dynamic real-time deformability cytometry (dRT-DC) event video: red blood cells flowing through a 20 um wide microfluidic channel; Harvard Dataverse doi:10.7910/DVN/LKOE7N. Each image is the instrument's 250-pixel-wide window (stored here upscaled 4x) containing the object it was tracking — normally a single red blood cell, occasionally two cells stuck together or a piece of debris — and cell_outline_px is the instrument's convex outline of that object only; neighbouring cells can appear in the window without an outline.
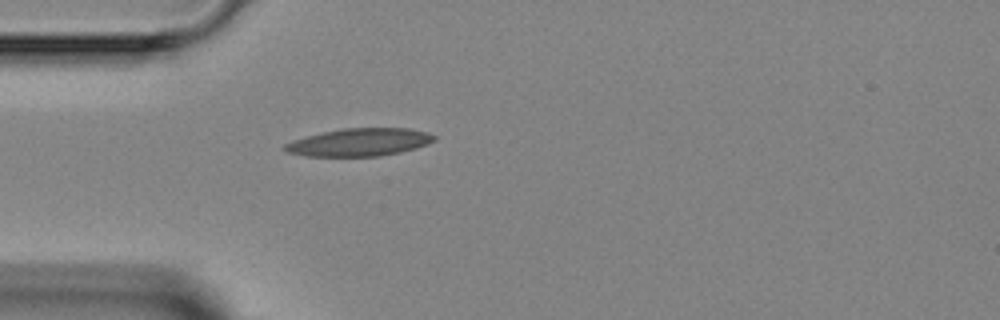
{"species": "Egyptian fruit bat (a non-hibernating species)", "species_latin": "Rousettus aegyptiacus", "temperature_condition": "room temperature", "stored_images_in_passage": 1, "camera_frame_rate_fps": 3000, "um_per_image_px": 0.085, "animal": {"sex": "female"}, "frame": {"image": 1, "passage_image": 1, "time_ms": 0.0, "image_size_px": [1000, 320], "cell_outline_px": [[436, 140], [428, 144], [416, 148], [400, 152], [380, 156], [304, 156], [288, 152], [284, 148], [284, 144], [292, 140], [324, 132], [344, 128], [408, 128], [428, 132], [436, 136]], "centroid_in_image_um": [30.59, 12.09], "position_along_channel_um": 54.4, "area_um2": 24.1}}